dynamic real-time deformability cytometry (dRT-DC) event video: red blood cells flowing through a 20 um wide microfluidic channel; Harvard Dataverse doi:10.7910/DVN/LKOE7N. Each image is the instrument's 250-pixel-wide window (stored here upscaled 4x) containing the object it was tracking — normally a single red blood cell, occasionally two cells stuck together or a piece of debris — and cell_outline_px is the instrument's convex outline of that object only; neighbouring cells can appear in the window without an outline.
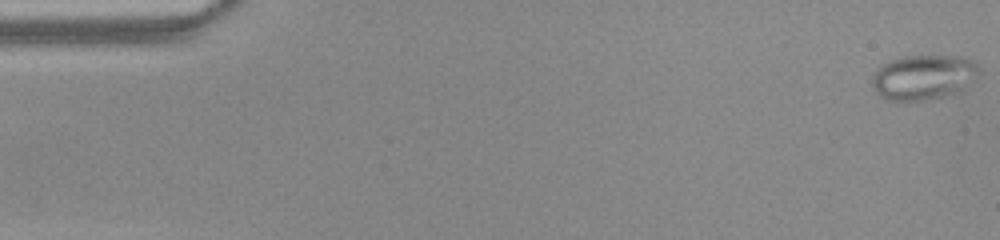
{"species": "common noctule bat (a hibernating species)", "species_latin": "Nyctalus noctula", "temperature_condition": "warm", "stored_images_in_passage": 51, "camera_frame_rate_fps": 3000, "um_per_image_px": 0.085, "animal": {"sex": "female", "body_mass_g": 22.0, "forearm_length_mm": 56.7}, "frame": {"image": 1, "passage_image": 1, "time_ms": 0.0, "image_size_px": [1000, 240], "cell_outline_px": [[980, 72], [960, 92], [928, 100], [888, 100], [880, 96], [872, 88], [872, 76], [876, 68], [880, 64], [888, 60], [900, 56], [952, 56], [972, 60], [980, 68]], "centroid_in_image_um": [78.44, 6.56], "position_along_channel_um": 6.6, "area_um2": 28.21}}
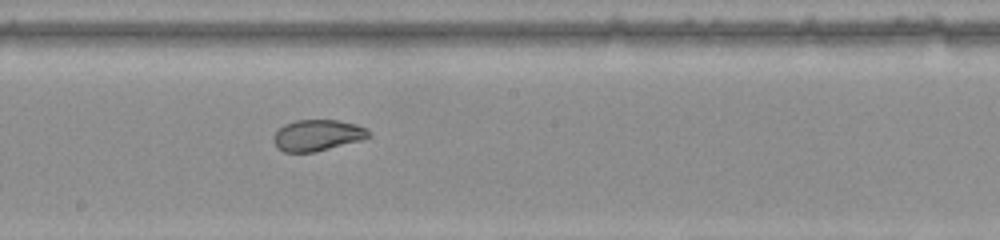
{"frame": {"image": 2, "passage_image": 28, "time_ms": 9.0, "image_size_px": [1000, 240], "cell_outline_px": [[372, 136], [360, 140], [312, 152], [284, 152], [276, 148], [272, 140], [272, 136], [284, 124], [296, 120], [340, 120], [356, 124], [368, 128]], "centroid_in_image_um": [26.96, 11.49], "position_along_channel_um": 221.2, "area_um2": 17.34}}
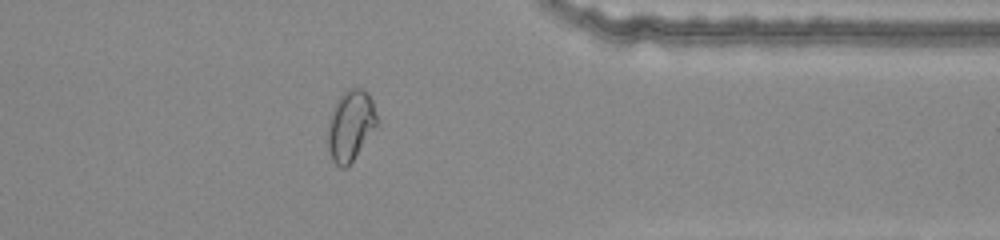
{"frame": {"image": 3, "passage_image": 41, "time_ms": 13.333, "image_size_px": [1000, 240], "cell_outline_px": [[376, 124], [352, 160], [344, 168], [340, 168], [332, 160], [328, 148], [328, 124], [336, 100], [348, 88], [364, 88], [368, 92], [372, 100], [376, 116]], "centroid_in_image_um": [29.76, 10.62], "position_along_channel_um": 381.6, "area_um2": 19.59}, "authors_computed_cell_mechanics": {"area_um2": 22.9466, "velocity_mm_per_s": 3.9808, "shape_relaxation_time_tau1_ms": null, "shape_relaxation_time_tau2_ms": 0.8494, "deformation_change_tau1": null, "deformation_change_tau2": 0.0577}}